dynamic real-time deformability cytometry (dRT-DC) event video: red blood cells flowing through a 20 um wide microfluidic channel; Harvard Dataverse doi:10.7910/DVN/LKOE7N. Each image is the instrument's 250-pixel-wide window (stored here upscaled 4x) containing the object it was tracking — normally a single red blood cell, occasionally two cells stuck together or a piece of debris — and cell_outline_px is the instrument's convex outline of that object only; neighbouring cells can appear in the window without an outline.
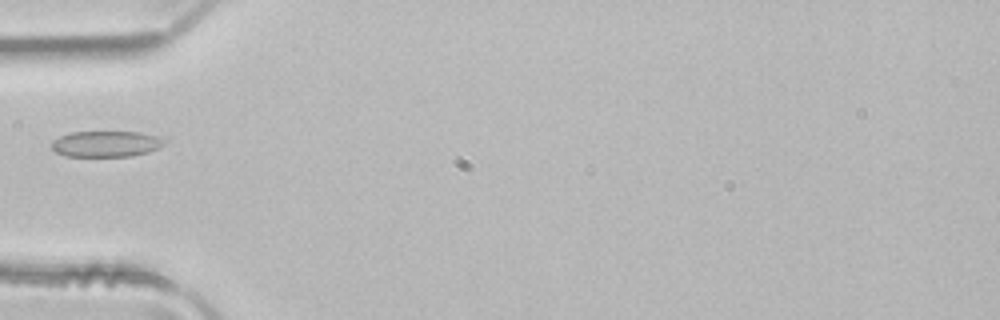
{"species": "common noctule bat (a hibernating species)", "species_latin": "Nyctalus noctula", "temperature_condition": "room temperature", "stored_images_in_passage": 35, "camera_frame_rate_fps": 3000, "um_per_image_px": 0.085, "animal": {"sex": "male", "body_mass_g": 21.5, "forearm_length_mm": 52.0}, "frame": {"image": 1, "passage_image": 1, "time_ms": 0.0, "image_size_px": [1000, 320], "cell_outline_px": [[164, 144], [148, 152], [132, 156], [64, 156], [56, 152], [52, 148], [52, 140], [60, 136], [72, 132], [140, 132], [156, 136], [164, 140]], "centroid_in_image_um": [8.97, 12.23], "position_along_channel_um": 76.0, "area_um2": 16.88}}
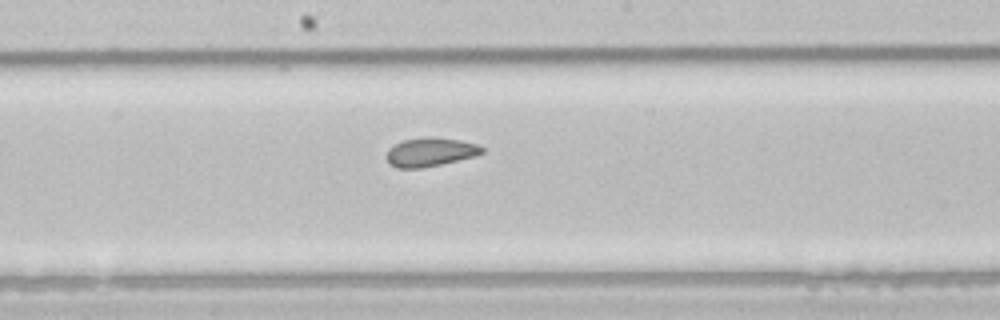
{"frame": {"image": 2, "passage_image": 11, "time_ms": 3.333, "image_size_px": [1000, 320], "cell_outline_px": [[484, 152], [476, 156], [424, 168], [396, 168], [388, 164], [384, 156], [388, 148], [404, 140], [424, 136], [432, 136], [460, 140], [476, 144], [484, 148]], "centroid_in_image_um": [36.53, 12.93], "position_along_channel_um": 211.7, "area_um2": 16.36}}
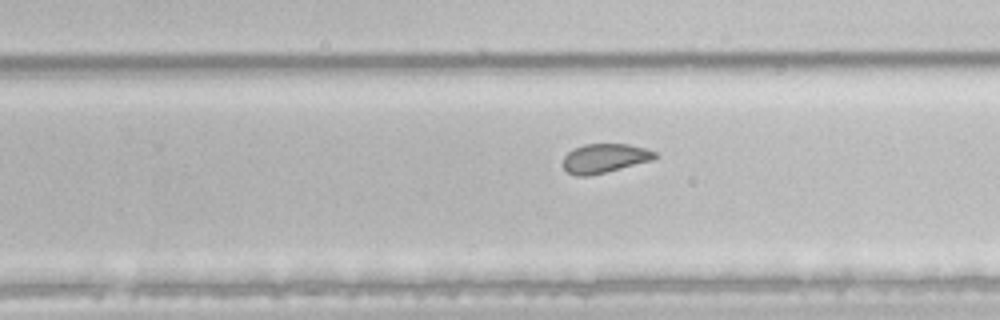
{"frame": {"image": 3, "passage_image": 16, "time_ms": 5.0, "image_size_px": [1000, 320], "cell_outline_px": [[656, 156], [652, 160], [588, 176], [576, 176], [568, 172], [560, 164], [564, 156], [572, 148], [584, 144], [628, 144], [644, 148], [656, 152]], "centroid_in_image_um": [51.32, 13.44], "position_along_channel_um": 278.5, "area_um2": 15.55}}